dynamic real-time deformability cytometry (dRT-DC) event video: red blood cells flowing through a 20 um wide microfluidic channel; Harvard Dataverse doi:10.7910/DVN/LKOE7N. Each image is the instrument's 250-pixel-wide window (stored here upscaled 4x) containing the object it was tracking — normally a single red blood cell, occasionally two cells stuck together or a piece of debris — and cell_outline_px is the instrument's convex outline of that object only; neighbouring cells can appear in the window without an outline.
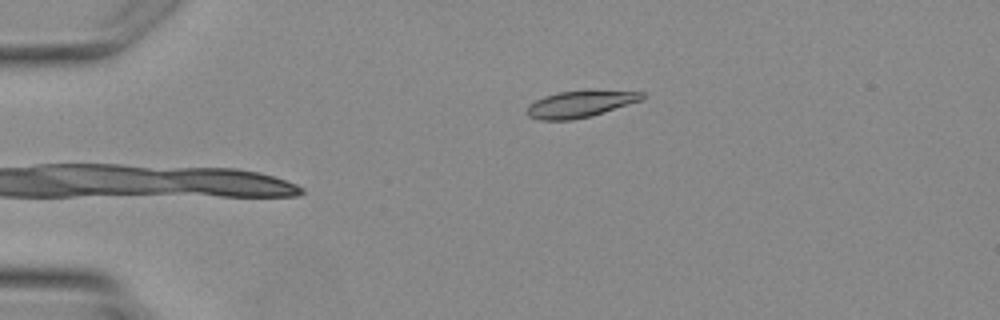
{"species": "Egyptian fruit bat (a non-hibernating species)", "species_latin": "Rousettus aegyptiacus", "temperature_condition": "warm", "stored_images_in_passage": 4, "camera_frame_rate_fps": 3000, "um_per_image_px": 0.085, "animal": {"sex": "female"}, "frame": {"image": 1, "passage_image": 4, "time_ms": 3.333, "image_size_px": [1000, 320], "cell_outline_px": [[648, 96], [640, 100], [592, 116], [572, 120], [540, 120], [528, 116], [524, 112], [528, 104], [544, 96], [560, 92], [588, 88], [644, 92]], "centroid_in_image_um": [49.32, 8.81], "position_along_channel_um": 35.7, "area_um2": 18.55}}